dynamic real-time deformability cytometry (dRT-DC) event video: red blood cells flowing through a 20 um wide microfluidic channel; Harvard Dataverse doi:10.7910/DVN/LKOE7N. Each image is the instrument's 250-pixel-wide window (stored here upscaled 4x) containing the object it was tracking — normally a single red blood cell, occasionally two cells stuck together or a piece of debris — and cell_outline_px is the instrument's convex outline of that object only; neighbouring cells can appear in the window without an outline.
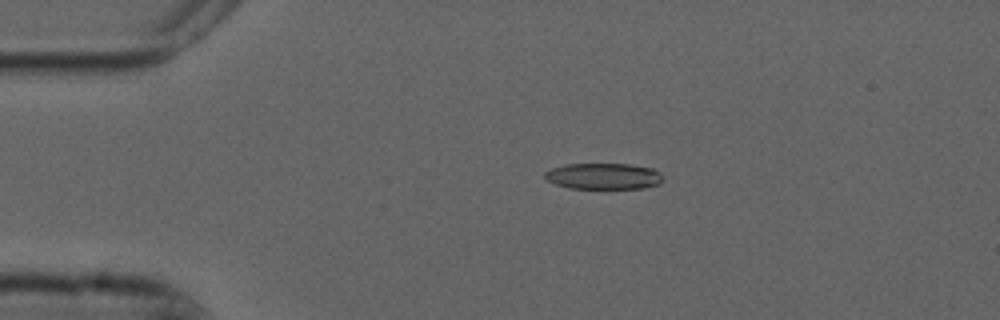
{"species": "common noctule bat (a hibernating species)", "species_latin": "Nyctalus noctula", "temperature_condition": "cold", "stored_images_in_passage": 4, "camera_frame_rate_fps": 3000, "um_per_image_px": 0.085, "animal": {"sex": "male", "forearm_length_mm": 52.5}, "frame": {"image": 1, "passage_image": 3, "time_ms": 0.667, "image_size_px": [1000, 320], "cell_outline_px": [[664, 180], [660, 184], [644, 188], [568, 188], [556, 184], [548, 180], [544, 176], [544, 172], [552, 168], [564, 164], [628, 164], [652, 168], [660, 172], [664, 176]], "centroid_in_image_um": [51.34, 14.97], "position_along_channel_um": 33.7, "area_um2": 18.09}}